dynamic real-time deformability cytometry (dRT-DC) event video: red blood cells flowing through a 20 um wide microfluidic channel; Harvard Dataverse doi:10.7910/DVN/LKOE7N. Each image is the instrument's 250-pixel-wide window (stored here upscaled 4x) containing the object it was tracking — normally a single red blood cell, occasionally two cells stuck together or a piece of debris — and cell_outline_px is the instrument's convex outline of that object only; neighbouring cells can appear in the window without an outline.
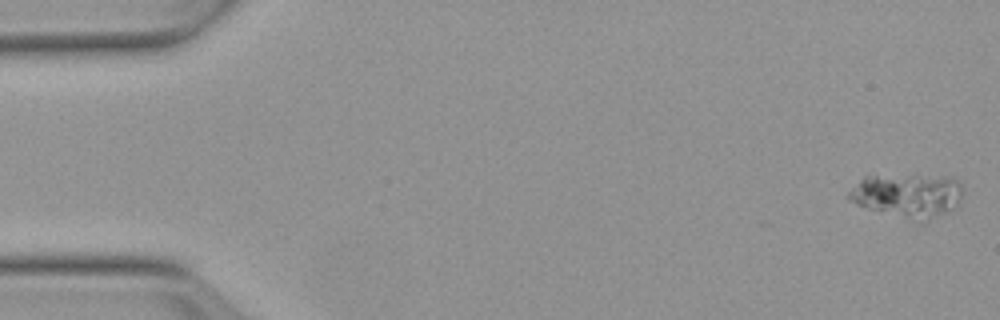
{"species": "Egyptian fruit bat (a non-hibernating species)", "species_latin": "Rousettus aegyptiacus", "temperature_condition": "warm", "stored_images_in_passage": 11, "camera_frame_rate_fps": 3000, "um_per_image_px": 0.085, "animal": {"sex": "female"}, "frame": {"image": 1, "passage_image": 1, "time_ms": 0.0, "image_size_px": [1000, 320], "cell_outline_px": [[964, 192], [956, 204], [948, 212], [920, 224], [916, 224], [856, 204], [848, 200], [848, 192], [864, 176], [952, 176], [960, 180], [964, 188]], "centroid_in_image_um": [77.19, 16.65], "position_along_channel_um": 7.8, "area_um2": 29.71}}